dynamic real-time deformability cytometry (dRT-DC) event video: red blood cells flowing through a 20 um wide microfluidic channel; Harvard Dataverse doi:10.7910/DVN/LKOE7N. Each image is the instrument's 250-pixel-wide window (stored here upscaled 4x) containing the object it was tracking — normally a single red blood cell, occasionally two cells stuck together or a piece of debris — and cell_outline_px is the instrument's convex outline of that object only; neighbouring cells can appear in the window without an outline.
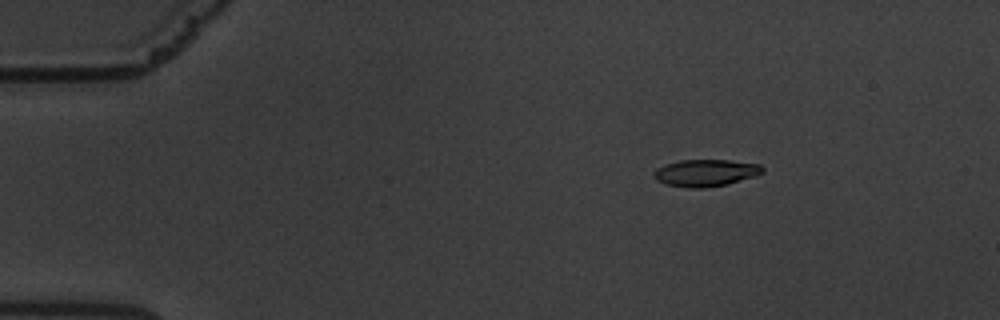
{"species": "common noctule bat (a hibernating species)", "species_latin": "Nyctalus noctula", "temperature_condition": "warm", "stored_images_in_passage": 61, "camera_frame_rate_fps": 3000, "um_per_image_px": 0.085, "animal": {"sex": "male", "body_mass_g": 19.5, "forearm_length_mm": 54.6}, "frame": {"image": 1, "passage_image": 10, "time_ms": 3.0, "image_size_px": [1000, 320], "cell_outline_px": [[764, 172], [756, 176], [728, 184], [704, 188], [688, 188], [668, 184], [656, 180], [652, 172], [656, 168], [664, 164], [680, 160], [728, 160], [760, 164], [764, 168]], "centroid_in_image_um": [59.98, 14.69], "position_along_channel_um": 25.0, "area_um2": 17.22}}
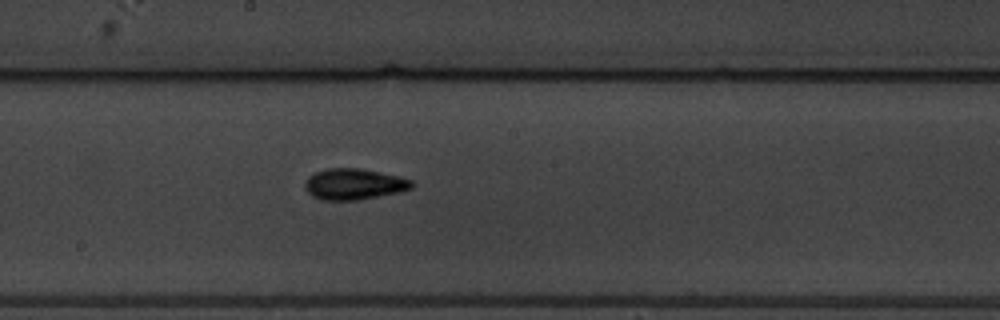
{"frame": {"image": 2, "passage_image": 34, "time_ms": 11.0, "image_size_px": [1000, 320], "cell_outline_px": [[416, 184], [412, 188], [400, 192], [356, 200], [320, 200], [312, 196], [304, 188], [304, 184], [308, 176], [316, 172], [328, 168], [360, 168], [396, 176], [412, 180]], "centroid_in_image_um": [30.07, 15.65], "position_along_channel_um": 218.1, "area_um2": 19.31}}
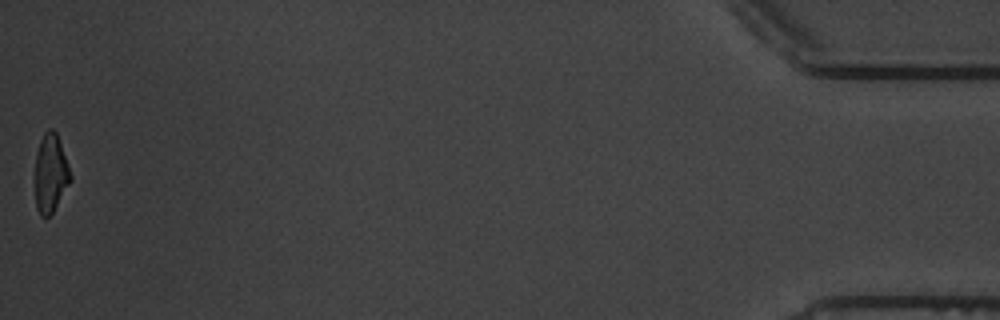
{"frame": {"image": 3, "passage_image": 61, "time_ms": 20.0, "image_size_px": [1000, 320], "cell_outline_px": [[72, 180], [52, 212], [48, 216], [40, 216], [36, 208], [36, 152], [40, 140], [44, 132], [48, 128], [52, 128], [56, 132], [72, 176]], "centroid_in_image_um": [4.3, 14.71], "position_along_channel_um": 430.9, "area_um2": 15.95}, "authors_computed_cell_mechanics": {"area_um2": 17.629, "velocity_mm_per_s": 3.3981, "shape_relaxation_time_tau1_ms": 3.383, "shape_relaxation_time_tau2_ms": 2.4434, "deformation_change_tau1": 0.1608, "deformation_change_tau2": 0.0883}}